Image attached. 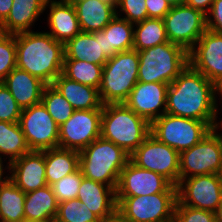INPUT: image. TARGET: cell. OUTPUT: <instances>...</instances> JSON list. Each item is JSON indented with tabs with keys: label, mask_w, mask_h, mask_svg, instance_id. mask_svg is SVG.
Masks as SVG:
<instances>
[{
	"label": "cell",
	"mask_w": 222,
	"mask_h": 222,
	"mask_svg": "<svg viewBox=\"0 0 222 222\" xmlns=\"http://www.w3.org/2000/svg\"><path fill=\"white\" fill-rule=\"evenodd\" d=\"M168 41L180 45L188 52L207 30L206 15L193 7H172L163 18Z\"/></svg>",
	"instance_id": "11"
},
{
	"label": "cell",
	"mask_w": 222,
	"mask_h": 222,
	"mask_svg": "<svg viewBox=\"0 0 222 222\" xmlns=\"http://www.w3.org/2000/svg\"><path fill=\"white\" fill-rule=\"evenodd\" d=\"M19 125L31 151L58 147L59 126L42 102L22 109Z\"/></svg>",
	"instance_id": "12"
},
{
	"label": "cell",
	"mask_w": 222,
	"mask_h": 222,
	"mask_svg": "<svg viewBox=\"0 0 222 222\" xmlns=\"http://www.w3.org/2000/svg\"><path fill=\"white\" fill-rule=\"evenodd\" d=\"M41 102L58 126L66 122L75 111L53 85H46L44 87Z\"/></svg>",
	"instance_id": "33"
},
{
	"label": "cell",
	"mask_w": 222,
	"mask_h": 222,
	"mask_svg": "<svg viewBox=\"0 0 222 222\" xmlns=\"http://www.w3.org/2000/svg\"><path fill=\"white\" fill-rule=\"evenodd\" d=\"M165 1L168 2L171 7L185 4V0H165Z\"/></svg>",
	"instance_id": "47"
},
{
	"label": "cell",
	"mask_w": 222,
	"mask_h": 222,
	"mask_svg": "<svg viewBox=\"0 0 222 222\" xmlns=\"http://www.w3.org/2000/svg\"><path fill=\"white\" fill-rule=\"evenodd\" d=\"M177 193L116 197L117 212L129 222H162L174 217Z\"/></svg>",
	"instance_id": "10"
},
{
	"label": "cell",
	"mask_w": 222,
	"mask_h": 222,
	"mask_svg": "<svg viewBox=\"0 0 222 222\" xmlns=\"http://www.w3.org/2000/svg\"><path fill=\"white\" fill-rule=\"evenodd\" d=\"M176 222H215V213L182 205L178 200L175 206Z\"/></svg>",
	"instance_id": "39"
},
{
	"label": "cell",
	"mask_w": 222,
	"mask_h": 222,
	"mask_svg": "<svg viewBox=\"0 0 222 222\" xmlns=\"http://www.w3.org/2000/svg\"><path fill=\"white\" fill-rule=\"evenodd\" d=\"M47 0H13L7 18L0 24V32L17 34L31 31V26L45 11Z\"/></svg>",
	"instance_id": "23"
},
{
	"label": "cell",
	"mask_w": 222,
	"mask_h": 222,
	"mask_svg": "<svg viewBox=\"0 0 222 222\" xmlns=\"http://www.w3.org/2000/svg\"><path fill=\"white\" fill-rule=\"evenodd\" d=\"M77 199L101 220L117 211L115 188L85 177L80 183Z\"/></svg>",
	"instance_id": "20"
},
{
	"label": "cell",
	"mask_w": 222,
	"mask_h": 222,
	"mask_svg": "<svg viewBox=\"0 0 222 222\" xmlns=\"http://www.w3.org/2000/svg\"><path fill=\"white\" fill-rule=\"evenodd\" d=\"M16 67V34L0 32V82Z\"/></svg>",
	"instance_id": "35"
},
{
	"label": "cell",
	"mask_w": 222,
	"mask_h": 222,
	"mask_svg": "<svg viewBox=\"0 0 222 222\" xmlns=\"http://www.w3.org/2000/svg\"><path fill=\"white\" fill-rule=\"evenodd\" d=\"M215 213V220L216 222H222V202L220 205L217 207Z\"/></svg>",
	"instance_id": "46"
},
{
	"label": "cell",
	"mask_w": 222,
	"mask_h": 222,
	"mask_svg": "<svg viewBox=\"0 0 222 222\" xmlns=\"http://www.w3.org/2000/svg\"><path fill=\"white\" fill-rule=\"evenodd\" d=\"M64 44L48 32L28 31L16 34V67L39 78L46 85L62 73Z\"/></svg>",
	"instance_id": "2"
},
{
	"label": "cell",
	"mask_w": 222,
	"mask_h": 222,
	"mask_svg": "<svg viewBox=\"0 0 222 222\" xmlns=\"http://www.w3.org/2000/svg\"><path fill=\"white\" fill-rule=\"evenodd\" d=\"M50 9L47 23L50 31H47L55 40L66 44L81 32L75 7L70 1L47 0L45 10Z\"/></svg>",
	"instance_id": "19"
},
{
	"label": "cell",
	"mask_w": 222,
	"mask_h": 222,
	"mask_svg": "<svg viewBox=\"0 0 222 222\" xmlns=\"http://www.w3.org/2000/svg\"><path fill=\"white\" fill-rule=\"evenodd\" d=\"M133 35L134 24L116 15L102 30V45L105 56L109 59L116 53L132 50Z\"/></svg>",
	"instance_id": "26"
},
{
	"label": "cell",
	"mask_w": 222,
	"mask_h": 222,
	"mask_svg": "<svg viewBox=\"0 0 222 222\" xmlns=\"http://www.w3.org/2000/svg\"><path fill=\"white\" fill-rule=\"evenodd\" d=\"M133 37V49L137 51L169 42L163 19L147 18L142 22L134 24Z\"/></svg>",
	"instance_id": "31"
},
{
	"label": "cell",
	"mask_w": 222,
	"mask_h": 222,
	"mask_svg": "<svg viewBox=\"0 0 222 222\" xmlns=\"http://www.w3.org/2000/svg\"><path fill=\"white\" fill-rule=\"evenodd\" d=\"M138 81L172 83L189 65V52L180 45L165 42L138 51Z\"/></svg>",
	"instance_id": "5"
},
{
	"label": "cell",
	"mask_w": 222,
	"mask_h": 222,
	"mask_svg": "<svg viewBox=\"0 0 222 222\" xmlns=\"http://www.w3.org/2000/svg\"><path fill=\"white\" fill-rule=\"evenodd\" d=\"M207 29L222 34V0H214L206 14Z\"/></svg>",
	"instance_id": "40"
},
{
	"label": "cell",
	"mask_w": 222,
	"mask_h": 222,
	"mask_svg": "<svg viewBox=\"0 0 222 222\" xmlns=\"http://www.w3.org/2000/svg\"><path fill=\"white\" fill-rule=\"evenodd\" d=\"M129 159L130 155L121 147L99 137L79 151V168L85 178L116 189L120 172Z\"/></svg>",
	"instance_id": "4"
},
{
	"label": "cell",
	"mask_w": 222,
	"mask_h": 222,
	"mask_svg": "<svg viewBox=\"0 0 222 222\" xmlns=\"http://www.w3.org/2000/svg\"><path fill=\"white\" fill-rule=\"evenodd\" d=\"M168 84L138 81L124 104L150 124L166 113Z\"/></svg>",
	"instance_id": "17"
},
{
	"label": "cell",
	"mask_w": 222,
	"mask_h": 222,
	"mask_svg": "<svg viewBox=\"0 0 222 222\" xmlns=\"http://www.w3.org/2000/svg\"><path fill=\"white\" fill-rule=\"evenodd\" d=\"M52 85L75 110L103 109L97 88L71 80L62 73L54 79Z\"/></svg>",
	"instance_id": "24"
},
{
	"label": "cell",
	"mask_w": 222,
	"mask_h": 222,
	"mask_svg": "<svg viewBox=\"0 0 222 222\" xmlns=\"http://www.w3.org/2000/svg\"><path fill=\"white\" fill-rule=\"evenodd\" d=\"M151 124L124 103L103 104L100 137L131 155L150 134Z\"/></svg>",
	"instance_id": "3"
},
{
	"label": "cell",
	"mask_w": 222,
	"mask_h": 222,
	"mask_svg": "<svg viewBox=\"0 0 222 222\" xmlns=\"http://www.w3.org/2000/svg\"><path fill=\"white\" fill-rule=\"evenodd\" d=\"M103 66L86 60H64L62 74L71 80L99 89Z\"/></svg>",
	"instance_id": "32"
},
{
	"label": "cell",
	"mask_w": 222,
	"mask_h": 222,
	"mask_svg": "<svg viewBox=\"0 0 222 222\" xmlns=\"http://www.w3.org/2000/svg\"><path fill=\"white\" fill-rule=\"evenodd\" d=\"M137 50L116 53L103 66L98 89L102 104L124 103L138 82Z\"/></svg>",
	"instance_id": "6"
},
{
	"label": "cell",
	"mask_w": 222,
	"mask_h": 222,
	"mask_svg": "<svg viewBox=\"0 0 222 222\" xmlns=\"http://www.w3.org/2000/svg\"><path fill=\"white\" fill-rule=\"evenodd\" d=\"M64 60H82L97 65H104L108 58L102 45V30L80 32L64 44Z\"/></svg>",
	"instance_id": "22"
},
{
	"label": "cell",
	"mask_w": 222,
	"mask_h": 222,
	"mask_svg": "<svg viewBox=\"0 0 222 222\" xmlns=\"http://www.w3.org/2000/svg\"><path fill=\"white\" fill-rule=\"evenodd\" d=\"M81 32L103 30L116 16V9L101 0H73Z\"/></svg>",
	"instance_id": "25"
},
{
	"label": "cell",
	"mask_w": 222,
	"mask_h": 222,
	"mask_svg": "<svg viewBox=\"0 0 222 222\" xmlns=\"http://www.w3.org/2000/svg\"><path fill=\"white\" fill-rule=\"evenodd\" d=\"M129 160L139 168L164 176L175 186L180 181V153L151 133L130 155Z\"/></svg>",
	"instance_id": "9"
},
{
	"label": "cell",
	"mask_w": 222,
	"mask_h": 222,
	"mask_svg": "<svg viewBox=\"0 0 222 222\" xmlns=\"http://www.w3.org/2000/svg\"><path fill=\"white\" fill-rule=\"evenodd\" d=\"M217 95L221 98L222 97V81L217 86ZM222 100V99H221Z\"/></svg>",
	"instance_id": "49"
},
{
	"label": "cell",
	"mask_w": 222,
	"mask_h": 222,
	"mask_svg": "<svg viewBox=\"0 0 222 222\" xmlns=\"http://www.w3.org/2000/svg\"><path fill=\"white\" fill-rule=\"evenodd\" d=\"M13 0H0V24L7 18L11 7H12Z\"/></svg>",
	"instance_id": "43"
},
{
	"label": "cell",
	"mask_w": 222,
	"mask_h": 222,
	"mask_svg": "<svg viewBox=\"0 0 222 222\" xmlns=\"http://www.w3.org/2000/svg\"><path fill=\"white\" fill-rule=\"evenodd\" d=\"M212 129L205 121L165 113L151 123L150 133L180 153L193 147Z\"/></svg>",
	"instance_id": "7"
},
{
	"label": "cell",
	"mask_w": 222,
	"mask_h": 222,
	"mask_svg": "<svg viewBox=\"0 0 222 222\" xmlns=\"http://www.w3.org/2000/svg\"><path fill=\"white\" fill-rule=\"evenodd\" d=\"M83 177L80 168H78L75 172L66 175L52 185L58 203L77 198Z\"/></svg>",
	"instance_id": "36"
},
{
	"label": "cell",
	"mask_w": 222,
	"mask_h": 222,
	"mask_svg": "<svg viewBox=\"0 0 222 222\" xmlns=\"http://www.w3.org/2000/svg\"><path fill=\"white\" fill-rule=\"evenodd\" d=\"M222 104V103H221ZM220 128H221V130H222V119L220 120L219 119V124H218V129H219V131H220Z\"/></svg>",
	"instance_id": "52"
},
{
	"label": "cell",
	"mask_w": 222,
	"mask_h": 222,
	"mask_svg": "<svg viewBox=\"0 0 222 222\" xmlns=\"http://www.w3.org/2000/svg\"><path fill=\"white\" fill-rule=\"evenodd\" d=\"M116 15L133 24L144 21L148 18L145 0H120L117 5Z\"/></svg>",
	"instance_id": "37"
},
{
	"label": "cell",
	"mask_w": 222,
	"mask_h": 222,
	"mask_svg": "<svg viewBox=\"0 0 222 222\" xmlns=\"http://www.w3.org/2000/svg\"><path fill=\"white\" fill-rule=\"evenodd\" d=\"M101 222H129V221L126 220L120 213L116 211L111 216L105 218L104 220H101Z\"/></svg>",
	"instance_id": "44"
},
{
	"label": "cell",
	"mask_w": 222,
	"mask_h": 222,
	"mask_svg": "<svg viewBox=\"0 0 222 222\" xmlns=\"http://www.w3.org/2000/svg\"><path fill=\"white\" fill-rule=\"evenodd\" d=\"M214 0H185V5L202 11L205 15L210 11Z\"/></svg>",
	"instance_id": "42"
},
{
	"label": "cell",
	"mask_w": 222,
	"mask_h": 222,
	"mask_svg": "<svg viewBox=\"0 0 222 222\" xmlns=\"http://www.w3.org/2000/svg\"><path fill=\"white\" fill-rule=\"evenodd\" d=\"M26 193L8 177L0 183V222H25Z\"/></svg>",
	"instance_id": "29"
},
{
	"label": "cell",
	"mask_w": 222,
	"mask_h": 222,
	"mask_svg": "<svg viewBox=\"0 0 222 222\" xmlns=\"http://www.w3.org/2000/svg\"><path fill=\"white\" fill-rule=\"evenodd\" d=\"M162 222H176V221H175V217H172V218L162 221Z\"/></svg>",
	"instance_id": "51"
},
{
	"label": "cell",
	"mask_w": 222,
	"mask_h": 222,
	"mask_svg": "<svg viewBox=\"0 0 222 222\" xmlns=\"http://www.w3.org/2000/svg\"><path fill=\"white\" fill-rule=\"evenodd\" d=\"M22 108L17 104L7 87L0 82V121L17 123Z\"/></svg>",
	"instance_id": "38"
},
{
	"label": "cell",
	"mask_w": 222,
	"mask_h": 222,
	"mask_svg": "<svg viewBox=\"0 0 222 222\" xmlns=\"http://www.w3.org/2000/svg\"><path fill=\"white\" fill-rule=\"evenodd\" d=\"M111 6H113L117 10V5L119 4L120 0H101Z\"/></svg>",
	"instance_id": "48"
},
{
	"label": "cell",
	"mask_w": 222,
	"mask_h": 222,
	"mask_svg": "<svg viewBox=\"0 0 222 222\" xmlns=\"http://www.w3.org/2000/svg\"><path fill=\"white\" fill-rule=\"evenodd\" d=\"M58 205L52 186L46 185L26 193L24 202L25 222H48L56 217Z\"/></svg>",
	"instance_id": "27"
},
{
	"label": "cell",
	"mask_w": 222,
	"mask_h": 222,
	"mask_svg": "<svg viewBox=\"0 0 222 222\" xmlns=\"http://www.w3.org/2000/svg\"><path fill=\"white\" fill-rule=\"evenodd\" d=\"M56 218L64 222H101V219L77 198L59 203Z\"/></svg>",
	"instance_id": "34"
},
{
	"label": "cell",
	"mask_w": 222,
	"mask_h": 222,
	"mask_svg": "<svg viewBox=\"0 0 222 222\" xmlns=\"http://www.w3.org/2000/svg\"><path fill=\"white\" fill-rule=\"evenodd\" d=\"M177 199L182 205L215 212L222 202L219 174L181 179L177 185Z\"/></svg>",
	"instance_id": "13"
},
{
	"label": "cell",
	"mask_w": 222,
	"mask_h": 222,
	"mask_svg": "<svg viewBox=\"0 0 222 222\" xmlns=\"http://www.w3.org/2000/svg\"><path fill=\"white\" fill-rule=\"evenodd\" d=\"M222 168V133L212 129L190 149L180 152V180L197 175L219 174Z\"/></svg>",
	"instance_id": "8"
},
{
	"label": "cell",
	"mask_w": 222,
	"mask_h": 222,
	"mask_svg": "<svg viewBox=\"0 0 222 222\" xmlns=\"http://www.w3.org/2000/svg\"><path fill=\"white\" fill-rule=\"evenodd\" d=\"M30 151L19 122L0 121V159L8 158V165Z\"/></svg>",
	"instance_id": "30"
},
{
	"label": "cell",
	"mask_w": 222,
	"mask_h": 222,
	"mask_svg": "<svg viewBox=\"0 0 222 222\" xmlns=\"http://www.w3.org/2000/svg\"><path fill=\"white\" fill-rule=\"evenodd\" d=\"M48 222H64V221L54 217V218L50 219Z\"/></svg>",
	"instance_id": "50"
},
{
	"label": "cell",
	"mask_w": 222,
	"mask_h": 222,
	"mask_svg": "<svg viewBox=\"0 0 222 222\" xmlns=\"http://www.w3.org/2000/svg\"><path fill=\"white\" fill-rule=\"evenodd\" d=\"M102 109L75 110L59 126L58 147L81 151L100 137Z\"/></svg>",
	"instance_id": "15"
},
{
	"label": "cell",
	"mask_w": 222,
	"mask_h": 222,
	"mask_svg": "<svg viewBox=\"0 0 222 222\" xmlns=\"http://www.w3.org/2000/svg\"><path fill=\"white\" fill-rule=\"evenodd\" d=\"M148 18L163 19L172 8L165 0H145Z\"/></svg>",
	"instance_id": "41"
},
{
	"label": "cell",
	"mask_w": 222,
	"mask_h": 222,
	"mask_svg": "<svg viewBox=\"0 0 222 222\" xmlns=\"http://www.w3.org/2000/svg\"><path fill=\"white\" fill-rule=\"evenodd\" d=\"M219 177H220V181H221V184H222V168L220 169Z\"/></svg>",
	"instance_id": "53"
},
{
	"label": "cell",
	"mask_w": 222,
	"mask_h": 222,
	"mask_svg": "<svg viewBox=\"0 0 222 222\" xmlns=\"http://www.w3.org/2000/svg\"><path fill=\"white\" fill-rule=\"evenodd\" d=\"M189 64L218 86L222 81V34L207 29L189 51Z\"/></svg>",
	"instance_id": "16"
},
{
	"label": "cell",
	"mask_w": 222,
	"mask_h": 222,
	"mask_svg": "<svg viewBox=\"0 0 222 222\" xmlns=\"http://www.w3.org/2000/svg\"><path fill=\"white\" fill-rule=\"evenodd\" d=\"M8 178L23 192L47 185L44 151H30L8 164Z\"/></svg>",
	"instance_id": "18"
},
{
	"label": "cell",
	"mask_w": 222,
	"mask_h": 222,
	"mask_svg": "<svg viewBox=\"0 0 222 222\" xmlns=\"http://www.w3.org/2000/svg\"><path fill=\"white\" fill-rule=\"evenodd\" d=\"M3 164H4L3 159H0V183L3 182L8 177V175L3 177L5 175L4 173H6L5 170L8 169V165H3Z\"/></svg>",
	"instance_id": "45"
},
{
	"label": "cell",
	"mask_w": 222,
	"mask_h": 222,
	"mask_svg": "<svg viewBox=\"0 0 222 222\" xmlns=\"http://www.w3.org/2000/svg\"><path fill=\"white\" fill-rule=\"evenodd\" d=\"M217 86L190 64L168 85L166 113L207 122L213 129L219 120Z\"/></svg>",
	"instance_id": "1"
},
{
	"label": "cell",
	"mask_w": 222,
	"mask_h": 222,
	"mask_svg": "<svg viewBox=\"0 0 222 222\" xmlns=\"http://www.w3.org/2000/svg\"><path fill=\"white\" fill-rule=\"evenodd\" d=\"M47 185L52 186L60 179L79 168V151L51 148L44 151Z\"/></svg>",
	"instance_id": "28"
},
{
	"label": "cell",
	"mask_w": 222,
	"mask_h": 222,
	"mask_svg": "<svg viewBox=\"0 0 222 222\" xmlns=\"http://www.w3.org/2000/svg\"><path fill=\"white\" fill-rule=\"evenodd\" d=\"M2 82L22 109L40 103L46 86L39 78L18 67H15Z\"/></svg>",
	"instance_id": "21"
},
{
	"label": "cell",
	"mask_w": 222,
	"mask_h": 222,
	"mask_svg": "<svg viewBox=\"0 0 222 222\" xmlns=\"http://www.w3.org/2000/svg\"><path fill=\"white\" fill-rule=\"evenodd\" d=\"M116 197L148 196L156 193H177V186L164 176L137 167L130 160L120 172Z\"/></svg>",
	"instance_id": "14"
}]
</instances>
